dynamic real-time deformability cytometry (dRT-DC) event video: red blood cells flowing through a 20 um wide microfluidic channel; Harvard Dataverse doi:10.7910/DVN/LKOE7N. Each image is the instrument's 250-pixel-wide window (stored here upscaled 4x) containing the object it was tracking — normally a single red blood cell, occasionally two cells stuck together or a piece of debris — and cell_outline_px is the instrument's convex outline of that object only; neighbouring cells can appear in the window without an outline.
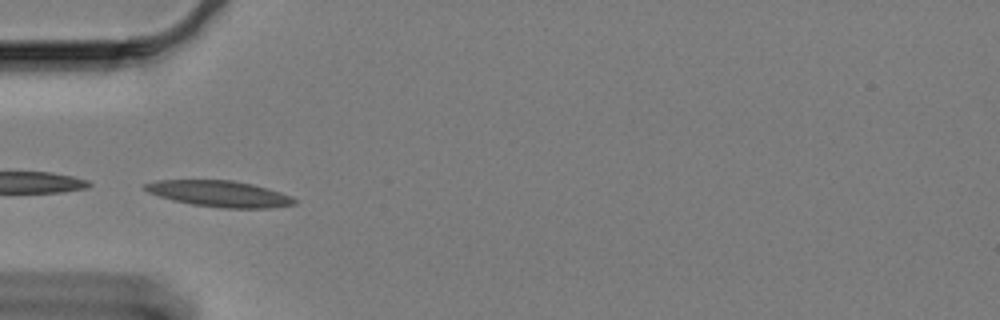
{"species": "Egyptian fruit bat (a non-hibernating species)", "species_latin": "Rousettus aegyptiacus", "temperature_condition": "cold", "stored_images_in_passage": 33, "camera_frame_rate_fps": 3000, "um_per_image_px": 0.085, "animal": {"sex": "female"}, "frame": {"image": 1, "passage_image": 19, "time_ms": 6.0, "image_size_px": [1000, 320], "cell_outline_px": [[296, 204], [272, 208], [220, 208], [192, 204], [172, 200], [148, 192], [144, 188], [144, 184], [156, 180], [232, 180], [252, 184], [280, 192], [292, 196], [296, 200]], "centroid_in_image_um": [18.67, 16.47], "position_along_channel_um": 66.3, "area_um2": 22.72}}